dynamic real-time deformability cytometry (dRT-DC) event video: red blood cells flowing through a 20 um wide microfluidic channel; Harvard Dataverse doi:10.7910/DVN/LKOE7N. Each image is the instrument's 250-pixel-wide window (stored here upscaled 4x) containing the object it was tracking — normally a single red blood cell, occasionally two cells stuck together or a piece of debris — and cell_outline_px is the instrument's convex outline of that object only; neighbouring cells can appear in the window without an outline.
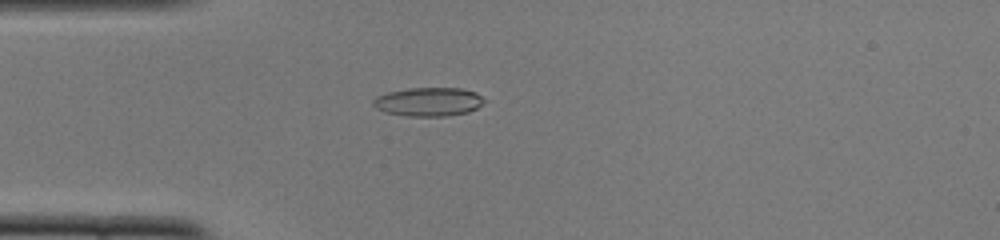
{"species": "common noctule bat (a hibernating species)", "species_latin": "Nyctalus noctula", "temperature_condition": "cold", "stored_images_in_passage": 52, "camera_frame_rate_fps": 3000, "um_per_image_px": 0.085, "animal": {"sex": "female", "body_mass_g": 22.0, "forearm_length_mm": 56.7}, "frame": {"image": 1, "passage_image": 14, "time_ms": 4.333, "image_size_px": [1000, 240], "cell_outline_px": [[488, 100], [476, 108], [468, 112], [448, 116], [408, 116], [384, 112], [376, 108], [372, 104], [372, 100], [376, 96], [388, 92], [408, 88], [460, 88], [476, 92]], "centroid_in_image_um": [36.43, 8.65], "position_along_channel_um": 48.6, "area_um2": 18.79}}
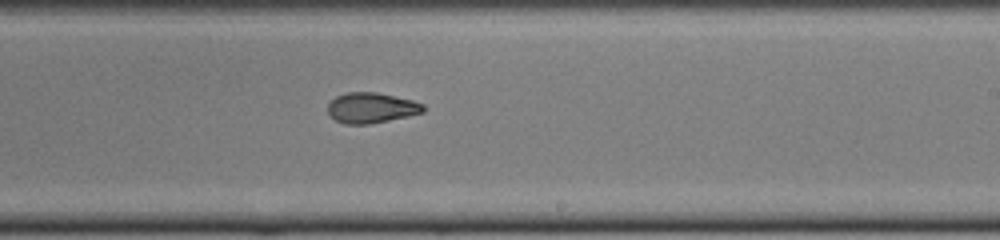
{"frame": {"image": 2, "passage_image": 31, "time_ms": 10.0, "image_size_px": [1000, 240], "cell_outline_px": [[424, 112], [408, 116], [368, 124], [344, 124], [336, 120], [328, 112], [328, 104], [336, 96], [348, 92], [376, 92], [412, 100], [424, 104]], "centroid_in_image_um": [31.56, 9.16], "position_along_channel_um": 257.4, "area_um2": 16.76}}
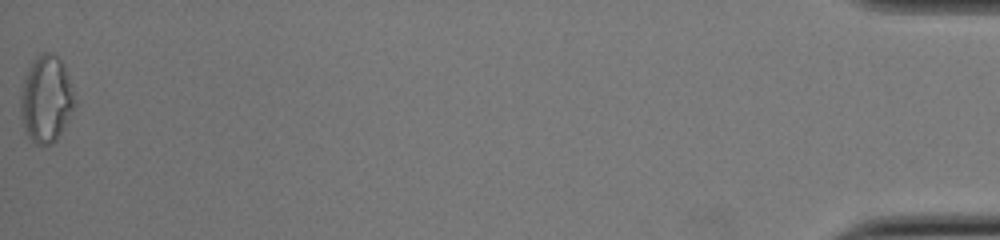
{"frame": {"image": 3, "passage_image": 52, "time_ms": 17.0, "image_size_px": [1000, 240], "cell_outline_px": [[76, 104], [68, 120], [56, 140], [52, 144], [36, 144], [28, 136], [24, 128], [20, 116], [20, 96], [24, 76], [28, 68], [36, 56], [40, 52], [52, 52], [64, 64], [68, 76]], "centroid_in_image_um": [3.91, 8.4], "position_along_channel_um": 431.3, "area_um2": 27.46}, "authors_computed_cell_mechanics": {"area_um2": 17.8024, "velocity_mm_per_s": 3.8769, "shape_relaxation_time_tau1_ms": 6.9938, "shape_relaxation_time_tau2_ms": 4.1528, "deformation_change_tau1": 0.2054, "deformation_change_tau2": 0.0905}}